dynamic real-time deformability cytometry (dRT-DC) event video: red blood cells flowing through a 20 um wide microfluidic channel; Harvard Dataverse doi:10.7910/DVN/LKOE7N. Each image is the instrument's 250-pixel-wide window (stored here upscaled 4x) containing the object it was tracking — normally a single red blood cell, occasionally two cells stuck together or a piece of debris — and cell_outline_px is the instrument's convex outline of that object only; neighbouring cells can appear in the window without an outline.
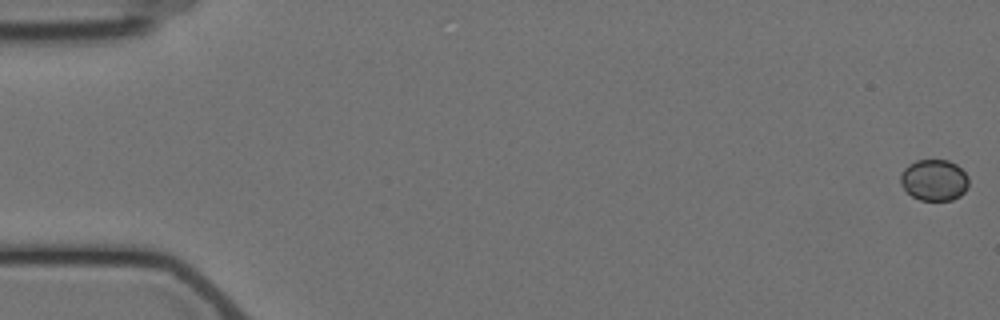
{"species": "Egyptian fruit bat (a non-hibernating species)", "species_latin": "Rousettus aegyptiacus", "temperature_condition": "cold", "stored_images_in_passage": 7, "segment_of_instrument_passage": [1, 2], "camera_frame_rate_fps": 3000, "um_per_image_px": 0.085, "animal": {"sex": "female"}, "frame": {"image": 1, "passage_image": 1, "time_ms": 0.0, "image_size_px": [1000, 320], "cell_outline_px": [[968, 188], [960, 196], [952, 200], [920, 200], [912, 196], [900, 184], [900, 176], [904, 168], [908, 164], [916, 160], [948, 160], [956, 164], [968, 176]], "centroid_in_image_um": [79.4, 15.3], "position_along_channel_um": 5.6, "area_um2": 16.47}}